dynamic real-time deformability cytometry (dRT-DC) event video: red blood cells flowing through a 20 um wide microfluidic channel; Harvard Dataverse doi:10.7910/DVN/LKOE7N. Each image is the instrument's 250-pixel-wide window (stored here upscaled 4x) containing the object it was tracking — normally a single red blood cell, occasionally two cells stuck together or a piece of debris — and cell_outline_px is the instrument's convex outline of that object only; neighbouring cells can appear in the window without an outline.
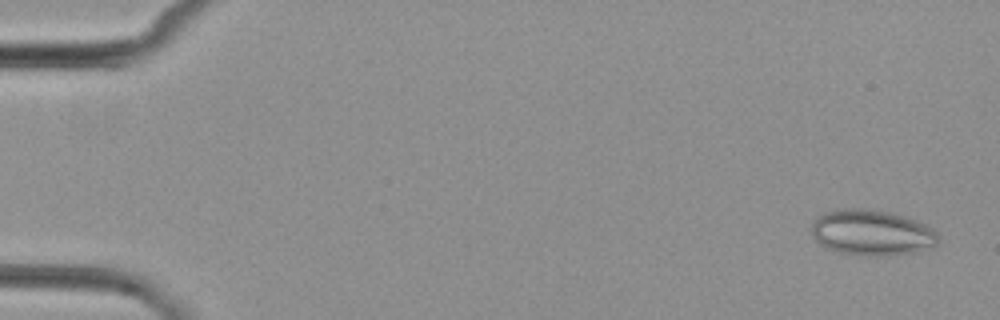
{"species": "common noctule bat (a hibernating species)", "species_latin": "Nyctalus noctula", "temperature_condition": "cold", "stored_images_in_passage": 5, "camera_frame_rate_fps": 3000, "um_per_image_px": 0.085, "animal": {"sex": "female", "body_mass_g": 29.2, "forearm_length_mm": 56.3}, "frame": {"image": 1, "passage_image": 1, "time_ms": 0.0, "image_size_px": [1000, 320], "cell_outline_px": [[940, 240], [932, 248], [912, 252], [880, 256], [868, 256], [840, 252], [828, 248], [820, 244], [812, 236], [812, 224], [816, 216], [824, 212], [840, 208], [864, 208], [888, 212], [916, 220], [932, 228], [936, 232]], "centroid_in_image_um": [74.09, 19.76], "position_along_channel_um": 10.9, "area_um2": 33.76}}